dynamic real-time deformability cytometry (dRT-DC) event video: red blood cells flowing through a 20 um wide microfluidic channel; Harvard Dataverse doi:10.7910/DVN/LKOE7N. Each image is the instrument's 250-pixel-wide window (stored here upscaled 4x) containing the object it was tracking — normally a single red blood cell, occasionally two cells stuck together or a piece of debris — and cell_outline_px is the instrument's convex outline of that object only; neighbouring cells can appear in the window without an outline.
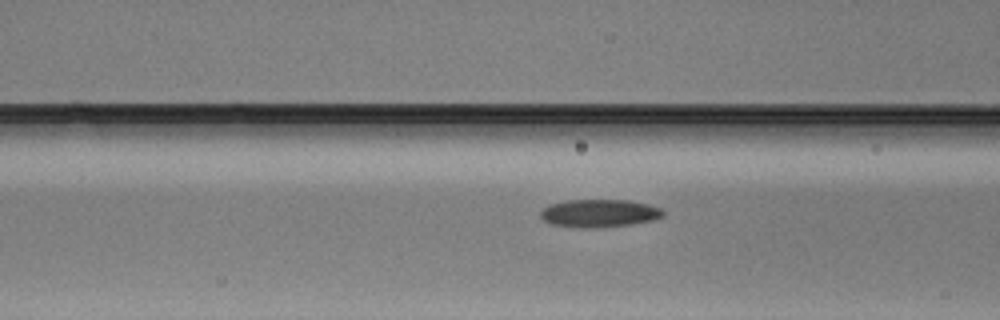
{"species": "Egyptian fruit bat (a non-hibernating species)", "species_latin": "Rousettus aegyptiacus", "temperature_condition": "warm", "stored_images_in_passage": 20, "camera_frame_rate_fps": 3000, "um_per_image_px": 0.085, "animal": {"sex": "male"}, "frame": {"image": 1, "passage_image": 18, "time_ms": 5.667, "image_size_px": [1000, 320], "cell_outline_px": [[664, 216], [652, 220], [628, 224], [596, 228], [580, 228], [552, 224], [544, 220], [540, 216], [540, 212], [544, 208], [552, 204], [568, 200], [628, 200], [648, 204], [660, 208], [664, 212]], "centroid_in_image_um": [50.94, 18.12], "position_along_channel_um": 115.7, "area_um2": 19.71}}